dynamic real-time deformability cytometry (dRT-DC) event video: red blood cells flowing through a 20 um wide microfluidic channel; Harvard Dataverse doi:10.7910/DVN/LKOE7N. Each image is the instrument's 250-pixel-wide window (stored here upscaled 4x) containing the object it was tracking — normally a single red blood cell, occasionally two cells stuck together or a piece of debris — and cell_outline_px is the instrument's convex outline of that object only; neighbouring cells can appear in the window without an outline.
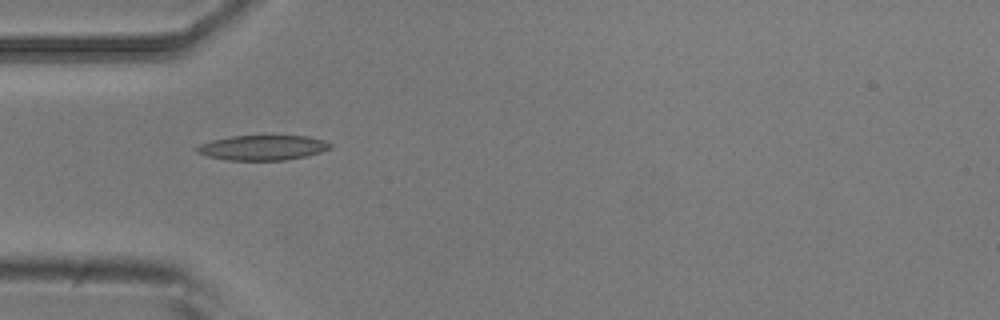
{"species": "common noctule bat (a hibernating species)", "species_latin": "Nyctalus noctula", "temperature_condition": "room temperature", "stored_images_in_passage": 7, "camera_frame_rate_fps": 3000, "um_per_image_px": 0.085, "animal": {"sex": "male", "body_mass_g": 20.5, "forearm_length_mm": 52.5}, "frame": {"image": 1, "passage_image": 3, "time_ms": 0.667, "image_size_px": [1000, 320], "cell_outline_px": [[332, 148], [320, 152], [304, 156], [284, 160], [228, 160], [208, 156], [196, 152], [196, 148], [200, 144], [212, 140], [232, 136], [308, 136], [324, 140], [332, 144]], "centroid_in_image_um": [22.34, 12.55], "position_along_channel_um": 62.7, "area_um2": 19.25}}
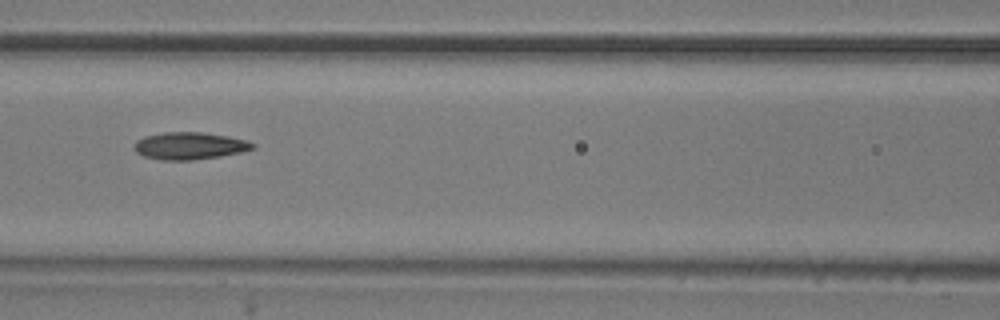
{"frame": {"image": 2, "passage_image": 5, "time_ms": 1.333, "image_size_px": [1000, 320], "cell_outline_px": [[256, 148], [240, 152], [220, 156], [192, 160], [160, 160], [144, 156], [136, 152], [136, 140], [144, 136], [164, 132], [200, 132], [228, 136], [248, 140], [256, 144]], "centroid_in_image_um": [16.15, 12.39], "position_along_channel_um": 150.5, "area_um2": 18.79}}
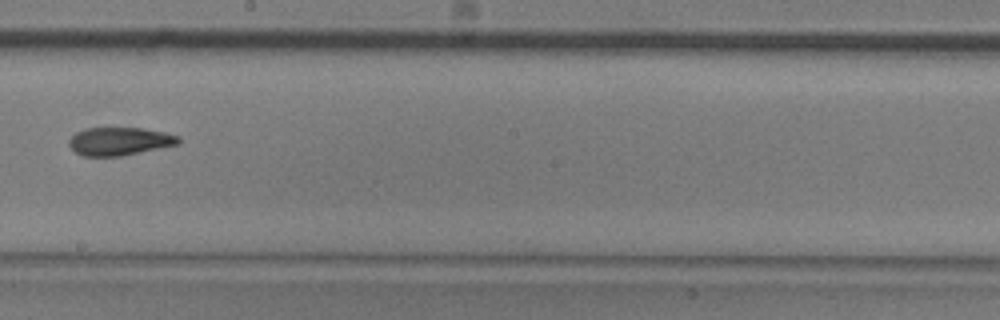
{"frame": {"image": 3, "passage_image": 7, "time_ms": 2.0, "image_size_px": [1000, 320], "cell_outline_px": [[180, 144], [120, 156], [84, 156], [76, 152], [68, 144], [68, 140], [76, 132], [84, 128], [144, 128], [164, 132], [180, 136]], "centroid_in_image_um": [10.17, 12.0], "position_along_channel_um": 238.0, "area_um2": 17.92}}